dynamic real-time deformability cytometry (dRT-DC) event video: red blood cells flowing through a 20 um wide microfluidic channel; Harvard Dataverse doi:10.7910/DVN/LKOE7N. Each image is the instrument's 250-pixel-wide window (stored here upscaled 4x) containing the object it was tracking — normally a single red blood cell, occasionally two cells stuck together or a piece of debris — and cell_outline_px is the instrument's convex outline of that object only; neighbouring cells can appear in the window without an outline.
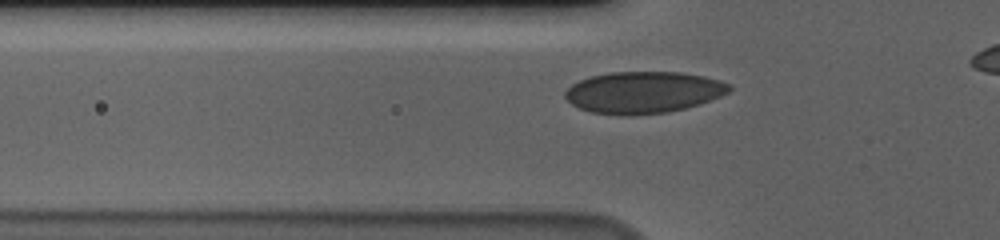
{"species": "human", "species_latin": "Homo sapiens", "temperature_condition": "cold", "stored_images_in_passage": 40, "camera_frame_rate_fps": 3000, "um_per_image_px": 0.085, "donor": {"sex": "male"}, "frame": {"image": 1, "passage_image": 9, "time_ms": 2.667, "image_size_px": [1000, 240], "cell_outline_px": [[732, 88], [728, 92], [720, 96], [700, 104], [668, 112], [632, 116], [620, 116], [592, 112], [580, 108], [572, 104], [564, 96], [564, 92], [572, 84], [580, 80], [592, 76], [612, 72], [680, 72], [704, 76], [720, 80], [732, 84]], "centroid_in_image_um": [54.7, 7.86], "position_along_channel_um": 71.1, "area_um2": 40.06}}
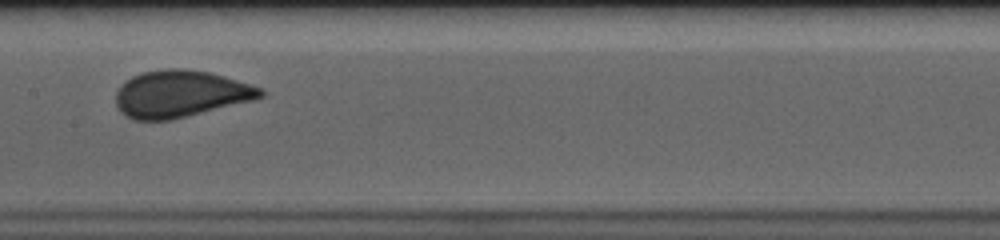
{"frame": {"image": 2, "passage_image": 19, "time_ms": 6.0, "image_size_px": [1000, 240], "cell_outline_px": [[264, 96], [252, 100], [172, 120], [132, 120], [124, 116], [116, 108], [116, 92], [120, 84], [124, 80], [132, 76], [144, 72], [168, 68], [180, 68], [208, 72], [224, 76], [264, 88]], "centroid_in_image_um": [15.29, 7.98], "position_along_channel_um": 192.1, "area_um2": 39.77}}
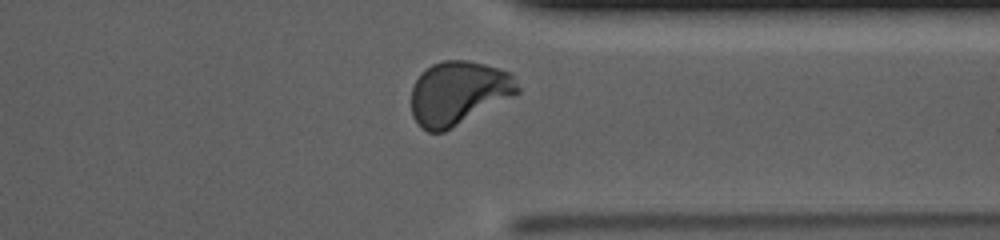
{"frame": {"image": 3, "passage_image": 34, "time_ms": 11.0, "image_size_px": [1000, 240], "cell_outline_px": [[520, 92], [452, 128], [444, 132], [428, 132], [420, 128], [412, 116], [412, 88], [420, 72], [432, 64], [444, 60], [468, 60], [500, 68], [512, 72], [520, 88]], "centroid_in_image_um": [38.96, 7.89], "position_along_channel_um": 372.4, "area_um2": 39.59}}